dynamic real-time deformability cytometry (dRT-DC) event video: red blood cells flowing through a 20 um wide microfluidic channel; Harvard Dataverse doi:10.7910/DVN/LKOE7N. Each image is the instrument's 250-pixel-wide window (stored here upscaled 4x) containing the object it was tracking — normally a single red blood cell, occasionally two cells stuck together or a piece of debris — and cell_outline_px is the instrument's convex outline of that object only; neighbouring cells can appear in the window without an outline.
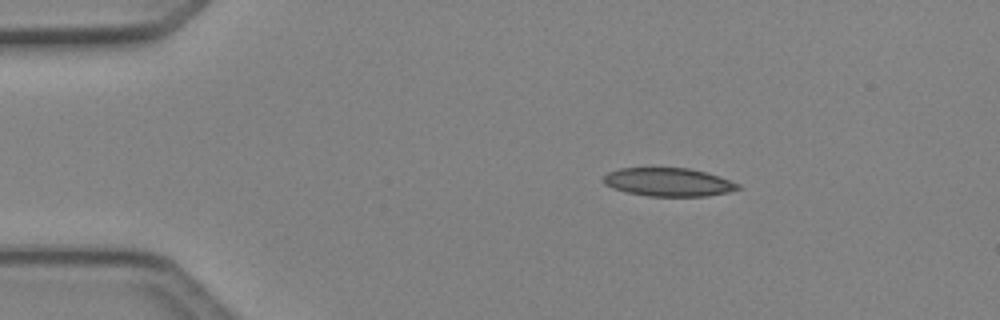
{"species": "Egyptian fruit bat (a non-hibernating species)", "species_latin": "Rousettus aegyptiacus", "temperature_condition": "cold", "stored_images_in_passage": 7, "camera_frame_rate_fps": 3000, "um_per_image_px": 0.085, "animal": {"sex": "female"}, "frame": {"image": 1, "passage_image": 3, "time_ms": 0.667, "image_size_px": [1000, 320], "cell_outline_px": [[740, 188], [728, 192], [704, 196], [648, 196], [628, 192], [612, 188], [604, 184], [604, 176], [608, 172], [620, 168], [688, 168], [720, 176], [740, 184]], "centroid_in_image_um": [56.81, 15.48], "position_along_channel_um": 28.2, "area_um2": 22.08}}
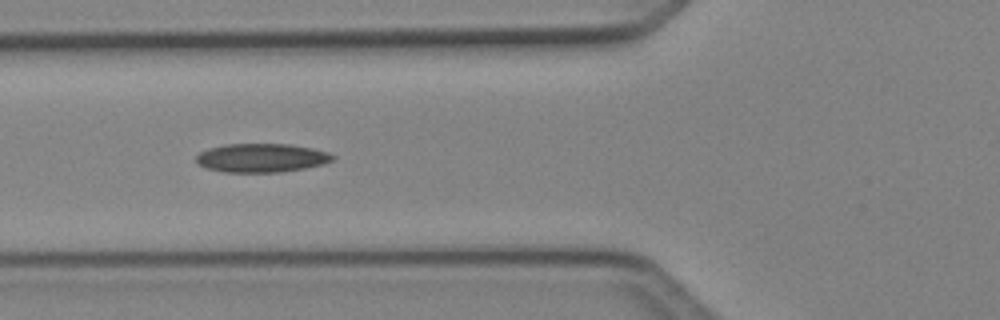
{"frame": {"image": 2, "passage_image": 5, "time_ms": 1.333, "image_size_px": [1000, 320], "cell_outline_px": [[336, 156], [332, 160], [324, 164], [304, 168], [280, 172], [224, 172], [208, 168], [200, 164], [196, 160], [196, 156], [200, 152], [208, 148], [224, 144], [288, 144], [312, 148], [328, 152]], "centroid_in_image_um": [22.24, 13.41], "position_along_channel_um": 103.6, "area_um2": 22.77}}
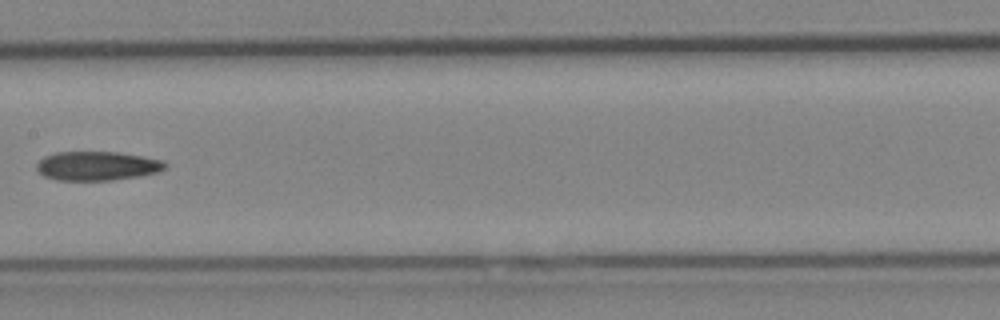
{"frame": {"image": 3, "passage_image": 7, "time_ms": 2.0, "image_size_px": [1000, 320], "cell_outline_px": [[168, 164], [160, 172], [140, 176], [112, 180], [56, 180], [44, 176], [36, 168], [36, 164], [44, 156], [56, 152], [116, 152], [164, 160]], "centroid_in_image_um": [8.27, 14.1], "position_along_channel_um": 199.1, "area_um2": 21.79}}